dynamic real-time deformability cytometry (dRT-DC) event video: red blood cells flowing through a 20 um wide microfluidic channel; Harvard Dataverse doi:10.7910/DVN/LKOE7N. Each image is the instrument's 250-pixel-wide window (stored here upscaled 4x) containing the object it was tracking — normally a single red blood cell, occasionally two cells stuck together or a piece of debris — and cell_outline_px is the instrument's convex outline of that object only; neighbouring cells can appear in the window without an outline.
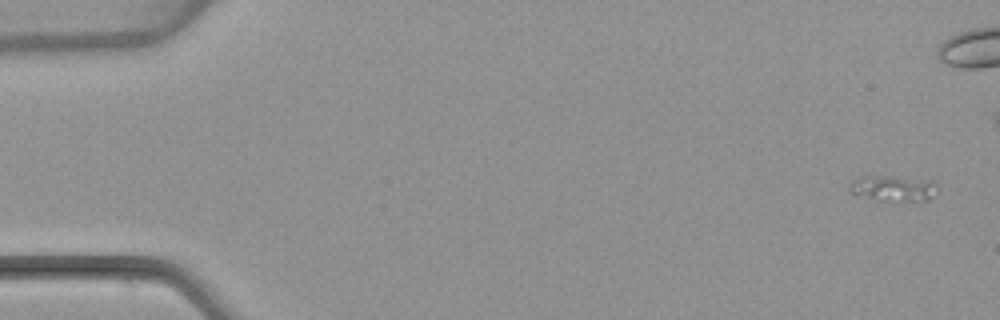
{"species": "common noctule bat (a hibernating species)", "species_latin": "Nyctalus noctula", "temperature_condition": "warm", "stored_images_in_passage": 6, "camera_frame_rate_fps": 3000, "um_per_image_px": 0.085, "animal": {"sex": "female", "body_mass_g": 22.7, "forearm_length_mm": 54.2}, "frame": {"image": 1, "passage_image": 1, "time_ms": 0.0, "image_size_px": [1000, 320], "cell_outline_px": [[936, 184], [932, 196], [928, 200], [880, 200], [848, 192], [848, 184], [852, 180], [864, 176], [888, 176], [936, 180]], "centroid_in_image_um": [75.89, 15.98], "position_along_channel_um": 9.1, "area_um2": 12.95}}